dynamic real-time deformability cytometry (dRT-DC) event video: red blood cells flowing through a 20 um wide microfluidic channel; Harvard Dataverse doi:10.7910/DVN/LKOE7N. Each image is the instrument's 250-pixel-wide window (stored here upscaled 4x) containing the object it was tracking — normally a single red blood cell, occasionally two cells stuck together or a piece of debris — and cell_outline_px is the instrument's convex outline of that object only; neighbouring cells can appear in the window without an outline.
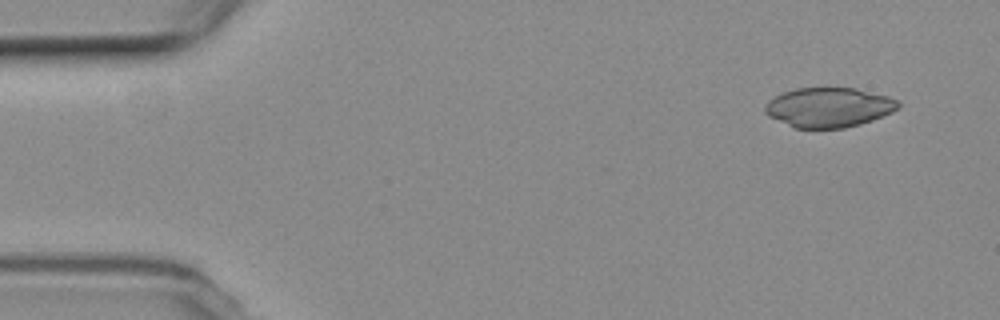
{"species": "common noctule bat (a hibernating species)", "species_latin": "Nyctalus noctula", "temperature_condition": "room temperature", "stored_images_in_passage": 41, "camera_frame_rate_fps": 3000, "um_per_image_px": 0.085, "animal": {"sex": "female", "body_mass_g": 19.3, "forearm_length_mm": 54.1}, "frame": {"image": 1, "passage_image": 1, "time_ms": 0.0, "image_size_px": [1000, 320], "cell_outline_px": [[900, 108], [892, 112], [872, 120], [860, 124], [844, 128], [796, 128], [768, 116], [764, 112], [764, 104], [768, 100], [784, 92], [796, 88], [856, 88], [888, 96], [900, 100]], "centroid_in_image_um": [70.46, 9.12], "position_along_channel_um": 14.5, "area_um2": 30.87}}